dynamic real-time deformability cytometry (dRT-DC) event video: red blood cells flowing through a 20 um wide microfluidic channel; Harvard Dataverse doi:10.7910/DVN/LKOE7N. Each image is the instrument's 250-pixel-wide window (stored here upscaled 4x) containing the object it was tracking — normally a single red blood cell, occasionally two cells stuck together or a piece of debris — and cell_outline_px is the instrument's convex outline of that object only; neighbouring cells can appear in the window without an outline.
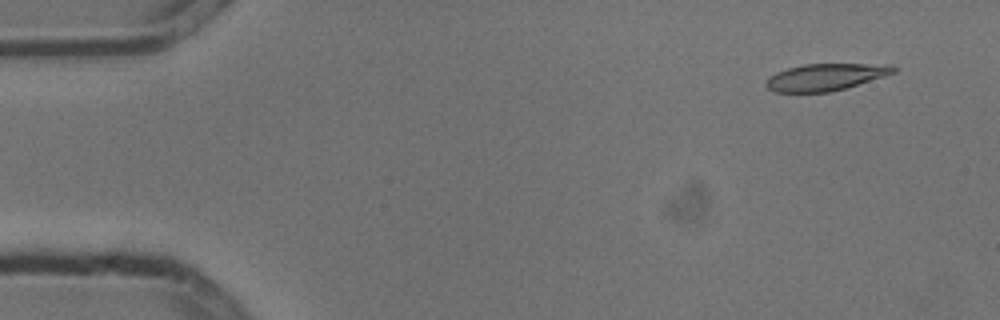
{"species": "common noctule bat (a hibernating species)", "species_latin": "Nyctalus noctula", "temperature_condition": "cold", "stored_images_in_passage": 5, "camera_frame_rate_fps": 3000, "um_per_image_px": 0.085, "animal": {"sex": "male", "body_mass_g": 13.3}, "frame": {"image": 1, "passage_image": 2, "time_ms": 0.333, "image_size_px": [1000, 320], "cell_outline_px": [[900, 68], [896, 72], [884, 76], [844, 88], [828, 92], [776, 92], [768, 88], [764, 84], [776, 72], [788, 68], [804, 64], [892, 64]], "centroid_in_image_um": [70.22, 6.54], "position_along_channel_um": 14.8, "area_um2": 19.83}}
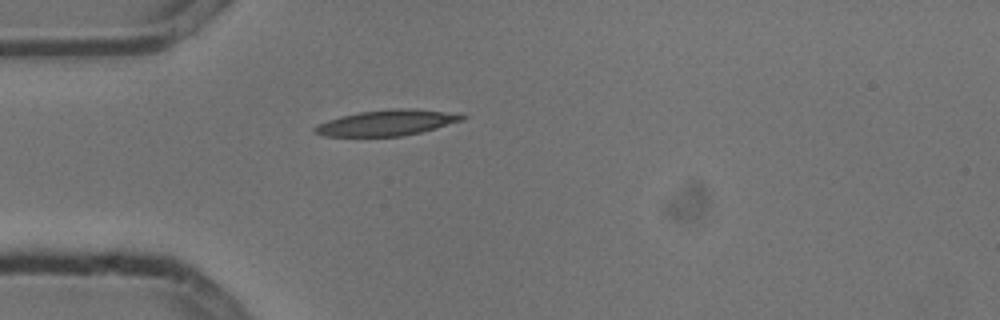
{"frame": {"image": 2, "passage_image": 5, "time_ms": 1.333, "image_size_px": [1000, 320], "cell_outline_px": [[468, 116], [464, 120], [436, 128], [404, 136], [324, 136], [312, 132], [312, 128], [316, 124], [340, 116], [360, 112], [392, 108], [416, 108], [460, 112]], "centroid_in_image_um": [32.95, 10.41], "position_along_channel_um": 52.1, "area_um2": 22.6}}